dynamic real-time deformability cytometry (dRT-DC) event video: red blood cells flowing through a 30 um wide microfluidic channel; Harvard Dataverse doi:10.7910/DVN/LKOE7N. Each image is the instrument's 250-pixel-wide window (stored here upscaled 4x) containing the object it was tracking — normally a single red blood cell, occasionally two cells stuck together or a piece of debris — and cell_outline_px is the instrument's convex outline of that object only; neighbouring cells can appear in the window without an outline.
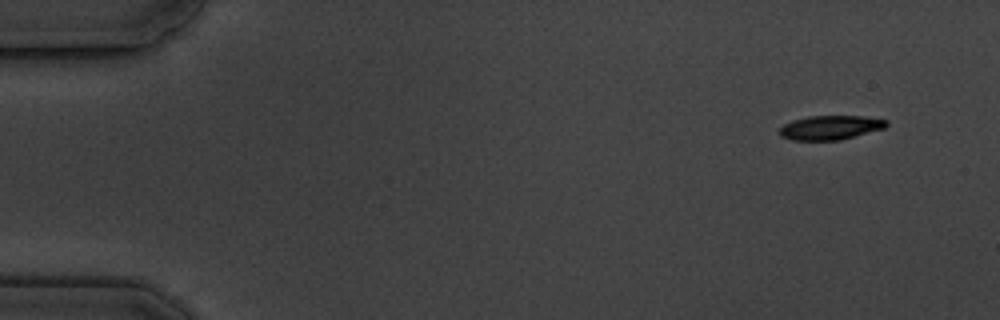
{"species": "common noctule bat (a hibernating species)", "species_latin": "Nyctalus noctula", "temperature_condition": "cold", "stored_images_in_passage": 4, "camera_frame_rate_fps": 3000, "um_per_image_px": 0.085, "animal": {"sex": "male", "body_mass_g": 19.5, "forearm_length_mm": 54.6}, "frame": {"image": 1, "passage_image": 1, "time_ms": 0.0, "image_size_px": [1000, 320], "cell_outline_px": [[888, 124], [884, 128], [840, 140], [792, 140], [780, 136], [780, 128], [784, 124], [792, 120], [808, 116], [860, 116], [888, 120]], "centroid_in_image_um": [70.56, 10.84], "position_along_channel_um": 14.4, "area_um2": 14.97}}
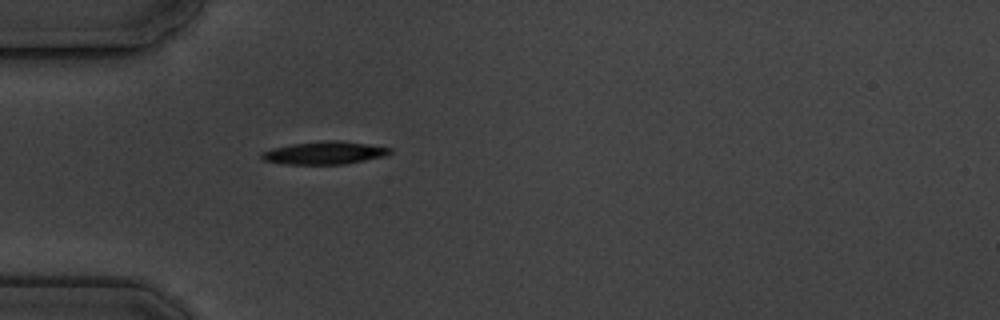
{"frame": {"image": 2, "passage_image": 4, "time_ms": 4.333, "image_size_px": [1000, 320], "cell_outline_px": [[392, 152], [384, 156], [344, 164], [284, 164], [264, 160], [260, 156], [264, 152], [272, 148], [292, 144], [324, 140], [336, 140], [368, 144], [392, 148]], "centroid_in_image_um": [27.59, 12.99], "position_along_channel_um": 57.4, "area_um2": 16.88}}